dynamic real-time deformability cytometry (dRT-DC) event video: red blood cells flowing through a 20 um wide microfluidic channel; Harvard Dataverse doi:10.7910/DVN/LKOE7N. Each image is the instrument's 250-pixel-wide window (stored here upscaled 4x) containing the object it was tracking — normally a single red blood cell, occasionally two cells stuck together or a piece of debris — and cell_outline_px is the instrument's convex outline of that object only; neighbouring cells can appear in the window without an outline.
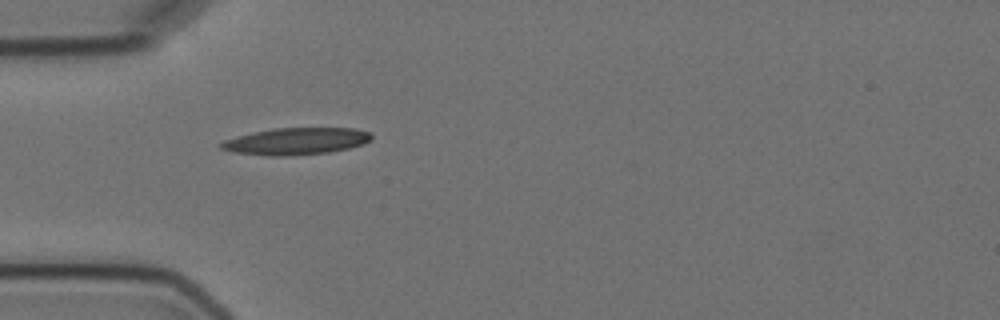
{"species": "Egyptian fruit bat (a non-hibernating species)", "species_latin": "Rousettus aegyptiacus", "temperature_condition": "cold", "stored_images_in_passage": 3, "camera_frame_rate_fps": 3000, "um_per_image_px": 0.085, "animal": {"sex": "female"}, "frame": {"image": 1, "passage_image": 2, "time_ms": 1.333, "image_size_px": [1000, 320], "cell_outline_px": [[372, 136], [364, 144], [348, 148], [328, 152], [284, 156], [268, 156], [232, 152], [220, 148], [216, 144], [224, 140], [236, 136], [272, 128], [356, 128], [372, 132]], "centroid_in_image_um": [25.13, 12.0], "position_along_channel_um": 59.9, "area_um2": 23.7}}
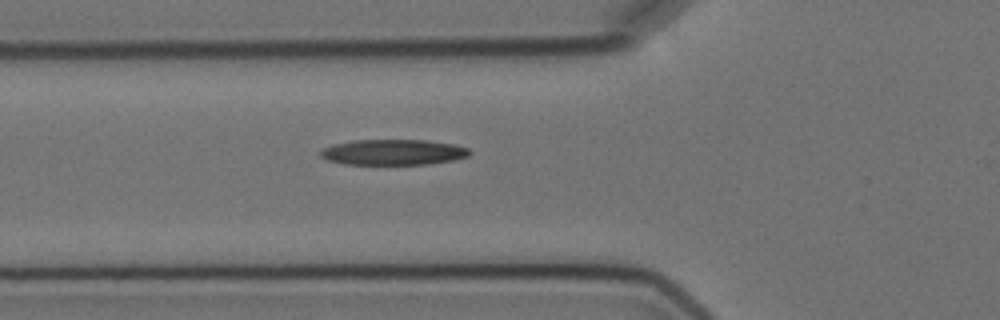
{"frame": {"image": 2, "passage_image": 3, "time_ms": 2.333, "image_size_px": [1000, 320], "cell_outline_px": [[472, 152], [468, 156], [452, 160], [428, 164], [344, 164], [328, 160], [320, 156], [320, 152], [324, 148], [332, 144], [352, 140], [424, 140], [452, 144], [468, 148]], "centroid_in_image_um": [33.4, 12.93], "position_along_channel_um": 92.4, "area_um2": 22.14}}